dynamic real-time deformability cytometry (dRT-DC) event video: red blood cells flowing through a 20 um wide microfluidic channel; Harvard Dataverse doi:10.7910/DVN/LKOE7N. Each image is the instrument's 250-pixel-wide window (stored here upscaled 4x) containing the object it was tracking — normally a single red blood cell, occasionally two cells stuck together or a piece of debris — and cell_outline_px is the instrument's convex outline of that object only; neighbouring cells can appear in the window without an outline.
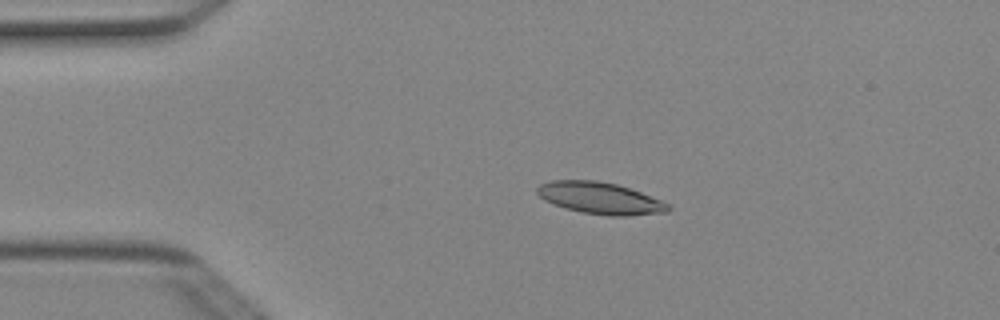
{"species": "Egyptian fruit bat (a non-hibernating species)", "species_latin": "Rousettus aegyptiacus", "temperature_condition": "cold", "stored_images_in_passage": 3, "camera_frame_rate_fps": 3000, "um_per_image_px": 0.085, "animal": {"sex": "female"}, "frame": {"image": 1, "passage_image": 2, "time_ms": 0.333, "image_size_px": [1000, 320], "cell_outline_px": [[672, 208], [668, 212], [628, 216], [608, 216], [580, 212], [564, 208], [544, 200], [536, 192], [536, 188], [540, 184], [552, 180], [596, 180], [616, 184], [640, 192], [660, 200], [668, 204]], "centroid_in_image_um": [50.99, 16.85], "position_along_channel_um": 34.0, "area_um2": 24.28}}